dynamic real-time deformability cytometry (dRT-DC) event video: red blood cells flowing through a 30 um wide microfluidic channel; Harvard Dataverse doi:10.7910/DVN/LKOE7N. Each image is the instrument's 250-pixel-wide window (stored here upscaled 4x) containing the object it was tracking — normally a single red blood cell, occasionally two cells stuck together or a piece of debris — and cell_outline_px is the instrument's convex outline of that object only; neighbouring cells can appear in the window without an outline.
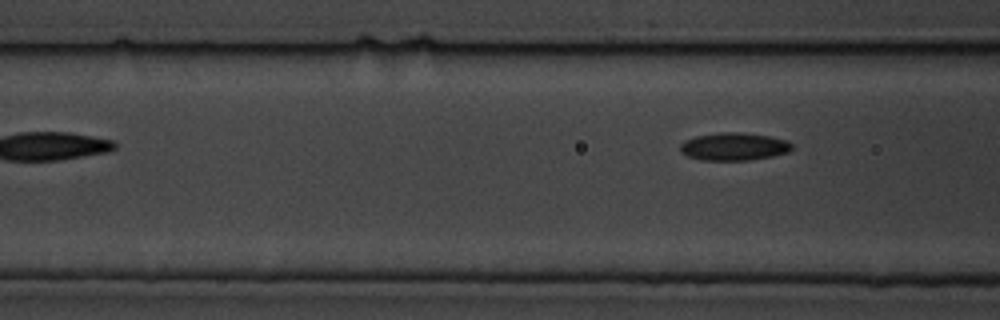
{"species": "common noctule bat (a hibernating species)", "species_latin": "Nyctalus noctula", "temperature_condition": "cold", "stored_images_in_passage": 5, "segment_of_instrument_passage": [2, 2], "camera_frame_rate_fps": 3000, "um_per_image_px": 0.085, "animal": {"sex": "male", "body_mass_g": 19.5, "forearm_length_mm": 54.6}, "frame": {"image": 1, "passage_image": 5, "time_ms": 6.333, "image_size_px": [1000, 320], "cell_outline_px": [[792, 148], [788, 152], [772, 156], [748, 160], [700, 160], [688, 156], [680, 152], [680, 144], [684, 140], [696, 136], [720, 132], [740, 132], [768, 136], [788, 140], [792, 144]], "centroid_in_image_um": [62.36, 12.45], "position_along_channel_um": 104.2, "area_um2": 18.09}}